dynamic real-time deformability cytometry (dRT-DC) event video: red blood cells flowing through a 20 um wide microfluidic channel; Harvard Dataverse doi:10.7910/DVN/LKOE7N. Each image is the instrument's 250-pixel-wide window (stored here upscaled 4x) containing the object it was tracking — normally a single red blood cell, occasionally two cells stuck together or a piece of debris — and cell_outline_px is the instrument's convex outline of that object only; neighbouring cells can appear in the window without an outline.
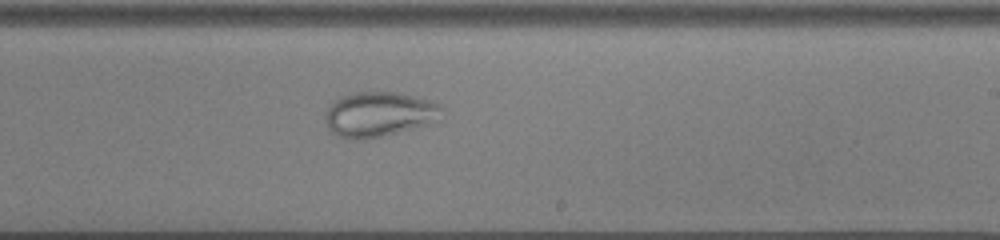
{"species": "common noctule bat (a hibernating species)", "species_latin": "Nyctalus noctula", "temperature_condition": "cold", "stored_images_in_passage": 37, "camera_frame_rate_fps": 3000, "um_per_image_px": 0.085, "animal": {"sex": "male", "body_mass_g": 13.0, "forearm_length_mm": 53.1}, "frame": {"image": 1, "passage_image": 16, "time_ms": 5.0, "image_size_px": [1000, 240], "cell_outline_px": [[440, 108], [424, 124], [396, 132], [364, 140], [356, 140], [336, 136], [328, 128], [324, 116], [332, 100], [340, 96], [356, 92], [396, 92], [428, 100], [440, 104]], "centroid_in_image_um": [32.02, 9.7], "position_along_channel_um": 257.0, "area_um2": 29.54}}
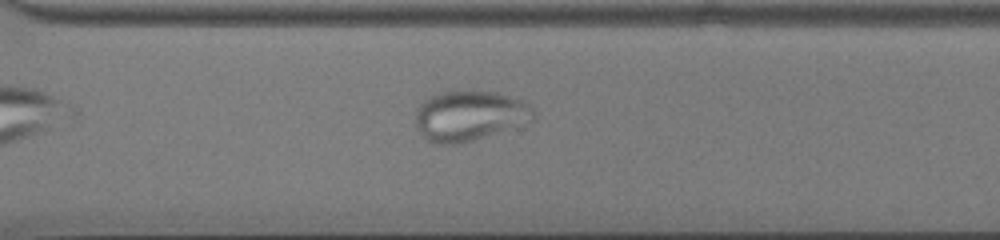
{"frame": {"image": 2, "passage_image": 22, "time_ms": 7.0, "image_size_px": [1000, 240], "cell_outline_px": [[536, 112], [532, 120], [460, 144], [432, 144], [416, 128], [416, 108], [424, 100], [440, 92], [472, 88], [496, 92], [524, 100]], "centroid_in_image_um": [39.88, 9.79], "position_along_channel_um": 330.7, "area_um2": 34.74}}
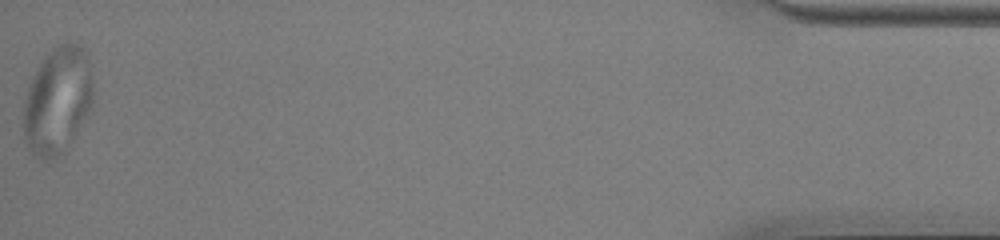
{"frame": {"image": 3, "passage_image": 37, "time_ms": 12.0, "image_size_px": [1000, 240], "cell_outline_px": [[92, 100], [64, 156], [52, 160], [40, 160], [32, 156], [24, 140], [24, 100], [28, 88], [36, 68], [44, 56], [52, 48], [68, 40], [84, 48], [92, 84]], "centroid_in_image_um": [4.83, 8.59], "position_along_channel_um": 430.4, "area_um2": 43.35}}